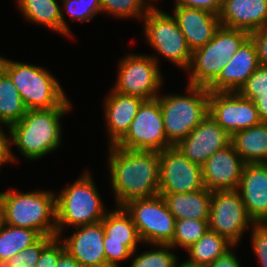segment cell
<instances>
[{"label": "cell", "mask_w": 267, "mask_h": 267, "mask_svg": "<svg viewBox=\"0 0 267 267\" xmlns=\"http://www.w3.org/2000/svg\"><path fill=\"white\" fill-rule=\"evenodd\" d=\"M179 267H208V266H202V265H194L191 263H188L186 260L185 262H180Z\"/></svg>", "instance_id": "obj_46"}, {"label": "cell", "mask_w": 267, "mask_h": 267, "mask_svg": "<svg viewBox=\"0 0 267 267\" xmlns=\"http://www.w3.org/2000/svg\"><path fill=\"white\" fill-rule=\"evenodd\" d=\"M232 247L235 248L226 238L208 229L195 244L186 250L188 251L187 262L194 265L209 266Z\"/></svg>", "instance_id": "obj_28"}, {"label": "cell", "mask_w": 267, "mask_h": 267, "mask_svg": "<svg viewBox=\"0 0 267 267\" xmlns=\"http://www.w3.org/2000/svg\"><path fill=\"white\" fill-rule=\"evenodd\" d=\"M3 223L36 230L41 236L57 237L55 191L10 189L0 192Z\"/></svg>", "instance_id": "obj_3"}, {"label": "cell", "mask_w": 267, "mask_h": 267, "mask_svg": "<svg viewBox=\"0 0 267 267\" xmlns=\"http://www.w3.org/2000/svg\"><path fill=\"white\" fill-rule=\"evenodd\" d=\"M55 237L41 252L36 267H56L59 256L65 251L64 245ZM60 240V241H59Z\"/></svg>", "instance_id": "obj_38"}, {"label": "cell", "mask_w": 267, "mask_h": 267, "mask_svg": "<svg viewBox=\"0 0 267 267\" xmlns=\"http://www.w3.org/2000/svg\"><path fill=\"white\" fill-rule=\"evenodd\" d=\"M64 10L72 21L87 22L93 19L95 15L101 13V4H84L80 0H63V5L61 6L62 35L67 37L72 34L64 17Z\"/></svg>", "instance_id": "obj_33"}, {"label": "cell", "mask_w": 267, "mask_h": 267, "mask_svg": "<svg viewBox=\"0 0 267 267\" xmlns=\"http://www.w3.org/2000/svg\"><path fill=\"white\" fill-rule=\"evenodd\" d=\"M7 126L0 125V166L8 163L16 162V155L12 152L11 144V131L10 128H7V132L3 129ZM9 136H7V134Z\"/></svg>", "instance_id": "obj_40"}, {"label": "cell", "mask_w": 267, "mask_h": 267, "mask_svg": "<svg viewBox=\"0 0 267 267\" xmlns=\"http://www.w3.org/2000/svg\"><path fill=\"white\" fill-rule=\"evenodd\" d=\"M104 236L103 224L97 222L75 227L73 234L61 242L65 250L79 262L80 267H88L106 261Z\"/></svg>", "instance_id": "obj_20"}, {"label": "cell", "mask_w": 267, "mask_h": 267, "mask_svg": "<svg viewBox=\"0 0 267 267\" xmlns=\"http://www.w3.org/2000/svg\"><path fill=\"white\" fill-rule=\"evenodd\" d=\"M88 267H117V266L104 261V262L98 263L96 265H90Z\"/></svg>", "instance_id": "obj_45"}, {"label": "cell", "mask_w": 267, "mask_h": 267, "mask_svg": "<svg viewBox=\"0 0 267 267\" xmlns=\"http://www.w3.org/2000/svg\"><path fill=\"white\" fill-rule=\"evenodd\" d=\"M27 111L12 79L0 67V125L10 127L19 122Z\"/></svg>", "instance_id": "obj_27"}, {"label": "cell", "mask_w": 267, "mask_h": 267, "mask_svg": "<svg viewBox=\"0 0 267 267\" xmlns=\"http://www.w3.org/2000/svg\"><path fill=\"white\" fill-rule=\"evenodd\" d=\"M159 194L191 193L204 188L202 166L188 160L176 147L159 152Z\"/></svg>", "instance_id": "obj_13"}, {"label": "cell", "mask_w": 267, "mask_h": 267, "mask_svg": "<svg viewBox=\"0 0 267 267\" xmlns=\"http://www.w3.org/2000/svg\"><path fill=\"white\" fill-rule=\"evenodd\" d=\"M223 0H176L174 6L191 7L220 14Z\"/></svg>", "instance_id": "obj_41"}, {"label": "cell", "mask_w": 267, "mask_h": 267, "mask_svg": "<svg viewBox=\"0 0 267 267\" xmlns=\"http://www.w3.org/2000/svg\"><path fill=\"white\" fill-rule=\"evenodd\" d=\"M146 41L156 52L184 71L188 69L192 50L170 13L158 8H150L143 17Z\"/></svg>", "instance_id": "obj_8"}, {"label": "cell", "mask_w": 267, "mask_h": 267, "mask_svg": "<svg viewBox=\"0 0 267 267\" xmlns=\"http://www.w3.org/2000/svg\"><path fill=\"white\" fill-rule=\"evenodd\" d=\"M2 223H3V215H2V211L0 209V227H1Z\"/></svg>", "instance_id": "obj_49"}, {"label": "cell", "mask_w": 267, "mask_h": 267, "mask_svg": "<svg viewBox=\"0 0 267 267\" xmlns=\"http://www.w3.org/2000/svg\"><path fill=\"white\" fill-rule=\"evenodd\" d=\"M118 63L117 80L112 87L114 91L137 96L143 100H152L160 95L158 92L163 86V76L157 53L154 55L128 53Z\"/></svg>", "instance_id": "obj_9"}, {"label": "cell", "mask_w": 267, "mask_h": 267, "mask_svg": "<svg viewBox=\"0 0 267 267\" xmlns=\"http://www.w3.org/2000/svg\"><path fill=\"white\" fill-rule=\"evenodd\" d=\"M103 244L106 262L117 267H120L122 261L132 259L136 253V251L132 252L123 242L107 241L106 234L103 239Z\"/></svg>", "instance_id": "obj_37"}, {"label": "cell", "mask_w": 267, "mask_h": 267, "mask_svg": "<svg viewBox=\"0 0 267 267\" xmlns=\"http://www.w3.org/2000/svg\"><path fill=\"white\" fill-rule=\"evenodd\" d=\"M237 190L254 223H266L267 163H245Z\"/></svg>", "instance_id": "obj_17"}, {"label": "cell", "mask_w": 267, "mask_h": 267, "mask_svg": "<svg viewBox=\"0 0 267 267\" xmlns=\"http://www.w3.org/2000/svg\"><path fill=\"white\" fill-rule=\"evenodd\" d=\"M253 224L238 190L212 192L208 220L210 230L237 247L244 232Z\"/></svg>", "instance_id": "obj_12"}, {"label": "cell", "mask_w": 267, "mask_h": 267, "mask_svg": "<svg viewBox=\"0 0 267 267\" xmlns=\"http://www.w3.org/2000/svg\"><path fill=\"white\" fill-rule=\"evenodd\" d=\"M232 136L209 114L176 147L191 162L202 166L213 153L231 144Z\"/></svg>", "instance_id": "obj_15"}, {"label": "cell", "mask_w": 267, "mask_h": 267, "mask_svg": "<svg viewBox=\"0 0 267 267\" xmlns=\"http://www.w3.org/2000/svg\"><path fill=\"white\" fill-rule=\"evenodd\" d=\"M150 251H144L132 260L129 267H179L177 256L169 244H152ZM170 249V250H169Z\"/></svg>", "instance_id": "obj_31"}, {"label": "cell", "mask_w": 267, "mask_h": 267, "mask_svg": "<svg viewBox=\"0 0 267 267\" xmlns=\"http://www.w3.org/2000/svg\"><path fill=\"white\" fill-rule=\"evenodd\" d=\"M0 67L10 76L28 110L72 107L58 80L44 67L0 56Z\"/></svg>", "instance_id": "obj_4"}, {"label": "cell", "mask_w": 267, "mask_h": 267, "mask_svg": "<svg viewBox=\"0 0 267 267\" xmlns=\"http://www.w3.org/2000/svg\"><path fill=\"white\" fill-rule=\"evenodd\" d=\"M108 153L116 207L132 199L159 195V152L128 150L110 145Z\"/></svg>", "instance_id": "obj_1"}, {"label": "cell", "mask_w": 267, "mask_h": 267, "mask_svg": "<svg viewBox=\"0 0 267 267\" xmlns=\"http://www.w3.org/2000/svg\"><path fill=\"white\" fill-rule=\"evenodd\" d=\"M252 101L256 105L261 121L267 123V96L254 97Z\"/></svg>", "instance_id": "obj_43"}, {"label": "cell", "mask_w": 267, "mask_h": 267, "mask_svg": "<svg viewBox=\"0 0 267 267\" xmlns=\"http://www.w3.org/2000/svg\"><path fill=\"white\" fill-rule=\"evenodd\" d=\"M231 143L245 163H267V123L235 132Z\"/></svg>", "instance_id": "obj_24"}, {"label": "cell", "mask_w": 267, "mask_h": 267, "mask_svg": "<svg viewBox=\"0 0 267 267\" xmlns=\"http://www.w3.org/2000/svg\"><path fill=\"white\" fill-rule=\"evenodd\" d=\"M144 1H145V3H146L150 8H157V6L153 5V1H154V0H144ZM148 1H151L152 4H151V2H148Z\"/></svg>", "instance_id": "obj_48"}, {"label": "cell", "mask_w": 267, "mask_h": 267, "mask_svg": "<svg viewBox=\"0 0 267 267\" xmlns=\"http://www.w3.org/2000/svg\"><path fill=\"white\" fill-rule=\"evenodd\" d=\"M251 230V244L253 252L261 267H267V222L254 223Z\"/></svg>", "instance_id": "obj_36"}, {"label": "cell", "mask_w": 267, "mask_h": 267, "mask_svg": "<svg viewBox=\"0 0 267 267\" xmlns=\"http://www.w3.org/2000/svg\"><path fill=\"white\" fill-rule=\"evenodd\" d=\"M238 259L239 258L231 248L224 255L217 258L208 267H241V264Z\"/></svg>", "instance_id": "obj_42"}, {"label": "cell", "mask_w": 267, "mask_h": 267, "mask_svg": "<svg viewBox=\"0 0 267 267\" xmlns=\"http://www.w3.org/2000/svg\"><path fill=\"white\" fill-rule=\"evenodd\" d=\"M122 149L163 151L167 141L159 100H144L126 134L115 144Z\"/></svg>", "instance_id": "obj_11"}, {"label": "cell", "mask_w": 267, "mask_h": 267, "mask_svg": "<svg viewBox=\"0 0 267 267\" xmlns=\"http://www.w3.org/2000/svg\"><path fill=\"white\" fill-rule=\"evenodd\" d=\"M237 92L242 97L251 100L254 97H266L267 66L260 65Z\"/></svg>", "instance_id": "obj_35"}, {"label": "cell", "mask_w": 267, "mask_h": 267, "mask_svg": "<svg viewBox=\"0 0 267 267\" xmlns=\"http://www.w3.org/2000/svg\"><path fill=\"white\" fill-rule=\"evenodd\" d=\"M221 26L249 33L267 24V0H223Z\"/></svg>", "instance_id": "obj_21"}, {"label": "cell", "mask_w": 267, "mask_h": 267, "mask_svg": "<svg viewBox=\"0 0 267 267\" xmlns=\"http://www.w3.org/2000/svg\"><path fill=\"white\" fill-rule=\"evenodd\" d=\"M245 162L231 143L216 151L202 165L204 187L209 191L237 190Z\"/></svg>", "instance_id": "obj_16"}, {"label": "cell", "mask_w": 267, "mask_h": 267, "mask_svg": "<svg viewBox=\"0 0 267 267\" xmlns=\"http://www.w3.org/2000/svg\"><path fill=\"white\" fill-rule=\"evenodd\" d=\"M53 236H42L32 246L19 251L16 255L0 264V267H36L42 250L54 239Z\"/></svg>", "instance_id": "obj_34"}, {"label": "cell", "mask_w": 267, "mask_h": 267, "mask_svg": "<svg viewBox=\"0 0 267 267\" xmlns=\"http://www.w3.org/2000/svg\"><path fill=\"white\" fill-rule=\"evenodd\" d=\"M150 7L144 0H101V13L119 18H142Z\"/></svg>", "instance_id": "obj_32"}, {"label": "cell", "mask_w": 267, "mask_h": 267, "mask_svg": "<svg viewBox=\"0 0 267 267\" xmlns=\"http://www.w3.org/2000/svg\"><path fill=\"white\" fill-rule=\"evenodd\" d=\"M41 237L34 229L2 223L0 227V264L16 255L19 251L32 246Z\"/></svg>", "instance_id": "obj_29"}, {"label": "cell", "mask_w": 267, "mask_h": 267, "mask_svg": "<svg viewBox=\"0 0 267 267\" xmlns=\"http://www.w3.org/2000/svg\"><path fill=\"white\" fill-rule=\"evenodd\" d=\"M101 222L107 241L123 242L132 252L137 251L139 243H143L131 215L123 206L107 211Z\"/></svg>", "instance_id": "obj_25"}, {"label": "cell", "mask_w": 267, "mask_h": 267, "mask_svg": "<svg viewBox=\"0 0 267 267\" xmlns=\"http://www.w3.org/2000/svg\"><path fill=\"white\" fill-rule=\"evenodd\" d=\"M72 107L28 110L23 118L9 128L11 144L27 160L35 161L59 149L62 126L60 120Z\"/></svg>", "instance_id": "obj_2"}, {"label": "cell", "mask_w": 267, "mask_h": 267, "mask_svg": "<svg viewBox=\"0 0 267 267\" xmlns=\"http://www.w3.org/2000/svg\"><path fill=\"white\" fill-rule=\"evenodd\" d=\"M56 267H80L79 262L66 250L59 256Z\"/></svg>", "instance_id": "obj_44"}, {"label": "cell", "mask_w": 267, "mask_h": 267, "mask_svg": "<svg viewBox=\"0 0 267 267\" xmlns=\"http://www.w3.org/2000/svg\"><path fill=\"white\" fill-rule=\"evenodd\" d=\"M250 38L255 44L259 64L267 66V24L251 32Z\"/></svg>", "instance_id": "obj_39"}, {"label": "cell", "mask_w": 267, "mask_h": 267, "mask_svg": "<svg viewBox=\"0 0 267 267\" xmlns=\"http://www.w3.org/2000/svg\"><path fill=\"white\" fill-rule=\"evenodd\" d=\"M173 17L192 51L213 39L221 26L218 15L198 8L174 6Z\"/></svg>", "instance_id": "obj_19"}, {"label": "cell", "mask_w": 267, "mask_h": 267, "mask_svg": "<svg viewBox=\"0 0 267 267\" xmlns=\"http://www.w3.org/2000/svg\"><path fill=\"white\" fill-rule=\"evenodd\" d=\"M188 94L159 95L167 141L176 146L209 114L207 87L187 84Z\"/></svg>", "instance_id": "obj_6"}, {"label": "cell", "mask_w": 267, "mask_h": 267, "mask_svg": "<svg viewBox=\"0 0 267 267\" xmlns=\"http://www.w3.org/2000/svg\"><path fill=\"white\" fill-rule=\"evenodd\" d=\"M209 115L231 136L262 122L253 101L238 92H210Z\"/></svg>", "instance_id": "obj_14"}, {"label": "cell", "mask_w": 267, "mask_h": 267, "mask_svg": "<svg viewBox=\"0 0 267 267\" xmlns=\"http://www.w3.org/2000/svg\"><path fill=\"white\" fill-rule=\"evenodd\" d=\"M98 193L92 174L84 171L74 183L61 189L56 195L57 237L64 227H79L101 222L107 209Z\"/></svg>", "instance_id": "obj_5"}, {"label": "cell", "mask_w": 267, "mask_h": 267, "mask_svg": "<svg viewBox=\"0 0 267 267\" xmlns=\"http://www.w3.org/2000/svg\"><path fill=\"white\" fill-rule=\"evenodd\" d=\"M208 229V220H175V234L169 245L173 248L180 247L187 250L195 244Z\"/></svg>", "instance_id": "obj_30"}, {"label": "cell", "mask_w": 267, "mask_h": 267, "mask_svg": "<svg viewBox=\"0 0 267 267\" xmlns=\"http://www.w3.org/2000/svg\"><path fill=\"white\" fill-rule=\"evenodd\" d=\"M104 100V118L110 146L115 145L126 134L144 100L118 93L113 89Z\"/></svg>", "instance_id": "obj_22"}, {"label": "cell", "mask_w": 267, "mask_h": 267, "mask_svg": "<svg viewBox=\"0 0 267 267\" xmlns=\"http://www.w3.org/2000/svg\"><path fill=\"white\" fill-rule=\"evenodd\" d=\"M123 207L131 215L143 244H169L173 240L176 219L161 195L132 199Z\"/></svg>", "instance_id": "obj_10"}, {"label": "cell", "mask_w": 267, "mask_h": 267, "mask_svg": "<svg viewBox=\"0 0 267 267\" xmlns=\"http://www.w3.org/2000/svg\"><path fill=\"white\" fill-rule=\"evenodd\" d=\"M249 37L247 31L220 26L213 39L192 51L191 62L186 70L189 73V85L208 87Z\"/></svg>", "instance_id": "obj_7"}, {"label": "cell", "mask_w": 267, "mask_h": 267, "mask_svg": "<svg viewBox=\"0 0 267 267\" xmlns=\"http://www.w3.org/2000/svg\"><path fill=\"white\" fill-rule=\"evenodd\" d=\"M260 66L254 42L249 37L226 62L220 75L207 87L209 92H237Z\"/></svg>", "instance_id": "obj_18"}, {"label": "cell", "mask_w": 267, "mask_h": 267, "mask_svg": "<svg viewBox=\"0 0 267 267\" xmlns=\"http://www.w3.org/2000/svg\"><path fill=\"white\" fill-rule=\"evenodd\" d=\"M84 4H101V0H80Z\"/></svg>", "instance_id": "obj_47"}, {"label": "cell", "mask_w": 267, "mask_h": 267, "mask_svg": "<svg viewBox=\"0 0 267 267\" xmlns=\"http://www.w3.org/2000/svg\"><path fill=\"white\" fill-rule=\"evenodd\" d=\"M26 20L62 35L61 6L57 0H16Z\"/></svg>", "instance_id": "obj_26"}, {"label": "cell", "mask_w": 267, "mask_h": 267, "mask_svg": "<svg viewBox=\"0 0 267 267\" xmlns=\"http://www.w3.org/2000/svg\"><path fill=\"white\" fill-rule=\"evenodd\" d=\"M176 220H209L212 191L207 188L191 193L159 194Z\"/></svg>", "instance_id": "obj_23"}]
</instances>
